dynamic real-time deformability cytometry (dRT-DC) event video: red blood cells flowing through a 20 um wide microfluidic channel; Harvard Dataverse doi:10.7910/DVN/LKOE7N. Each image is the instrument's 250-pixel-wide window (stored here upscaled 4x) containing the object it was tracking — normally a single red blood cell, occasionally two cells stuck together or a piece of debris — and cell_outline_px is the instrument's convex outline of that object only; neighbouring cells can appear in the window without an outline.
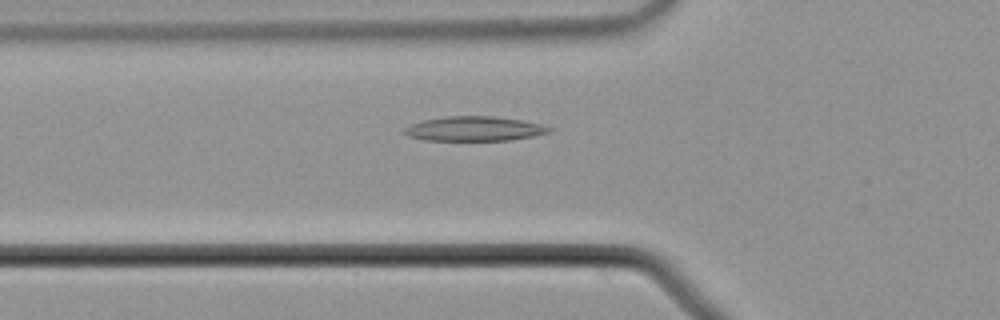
{"species": "common noctule bat (a hibernating species)", "species_latin": "Nyctalus noctula", "temperature_condition": "cold", "stored_images_in_passage": 54, "camera_frame_rate_fps": 3000, "um_per_image_px": 0.085, "animal": {"sex": "male", "body_mass_g": 21.5, "forearm_length_mm": 52.0}, "frame": {"image": 1, "passage_image": 19, "time_ms": 6.0, "image_size_px": [1000, 320], "cell_outline_px": [[556, 128], [552, 132], [532, 136], [508, 140], [424, 140], [408, 136], [400, 128], [408, 124], [424, 120], [448, 116], [492, 116], [520, 120], [540, 124]], "centroid_in_image_um": [40.29, 10.94], "position_along_channel_um": 85.5, "area_um2": 20.81}}
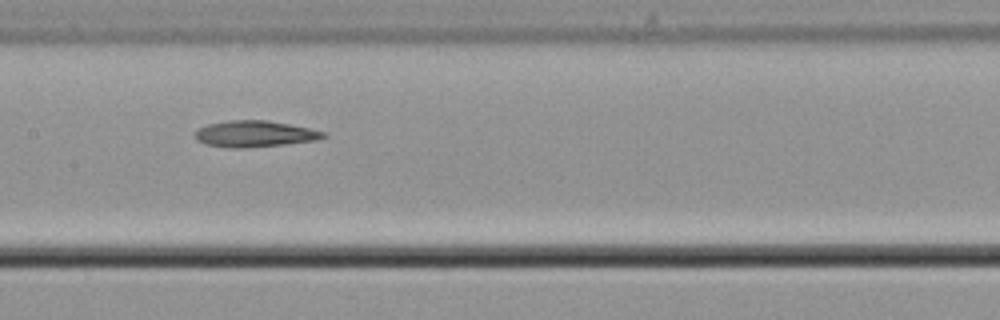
{"frame": {"image": 2, "passage_image": 27, "time_ms": 8.667, "image_size_px": [1000, 320], "cell_outline_px": [[328, 136], [316, 140], [284, 144], [244, 148], [228, 148], [204, 144], [196, 140], [192, 136], [196, 128], [208, 124], [228, 120], [268, 120], [328, 132]], "centroid_in_image_um": [21.59, 11.38], "position_along_channel_um": 185.8, "area_um2": 19.94}}
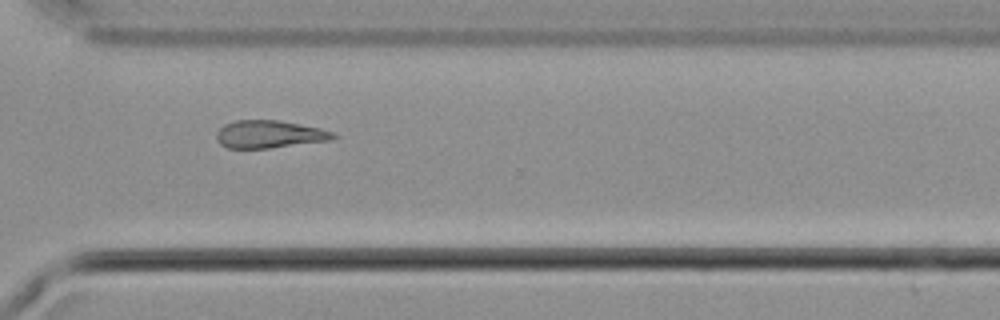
{"frame": {"image": 3, "passage_image": 40, "time_ms": 13.0, "image_size_px": [1000, 320], "cell_outline_px": [[340, 136], [332, 140], [268, 148], [228, 148], [220, 144], [216, 140], [216, 132], [224, 124], [236, 120], [280, 120], [320, 128], [332, 132]], "centroid_in_image_um": [22.89, 11.41], "position_along_channel_um": 347.7, "area_um2": 18.9}}